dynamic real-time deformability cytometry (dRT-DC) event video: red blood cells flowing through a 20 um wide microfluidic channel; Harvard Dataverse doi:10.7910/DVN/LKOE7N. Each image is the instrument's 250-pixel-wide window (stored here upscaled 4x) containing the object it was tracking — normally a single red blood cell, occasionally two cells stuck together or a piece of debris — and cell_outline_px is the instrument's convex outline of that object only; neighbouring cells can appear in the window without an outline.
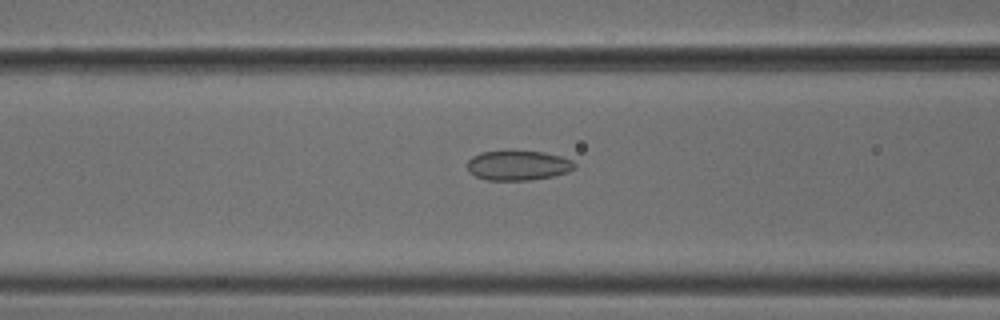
{"species": "common noctule bat (a hibernating species)", "species_latin": "Nyctalus noctula", "temperature_condition": "cold", "stored_images_in_passage": 51, "camera_frame_rate_fps": 3000, "um_per_image_px": 0.085, "animal": {"sex": "male", "body_mass_g": 18.8}, "frame": {"image": 1, "passage_image": 21, "time_ms": 6.667, "image_size_px": [1000, 320], "cell_outline_px": [[576, 168], [568, 172], [552, 176], [532, 180], [488, 180], [476, 176], [468, 172], [468, 160], [472, 156], [480, 152], [508, 148], [512, 148], [544, 152], [560, 156], [572, 160], [576, 164]], "centroid_in_image_um": [44.02, 14.01], "position_along_channel_um": 122.6, "area_um2": 19.42}}
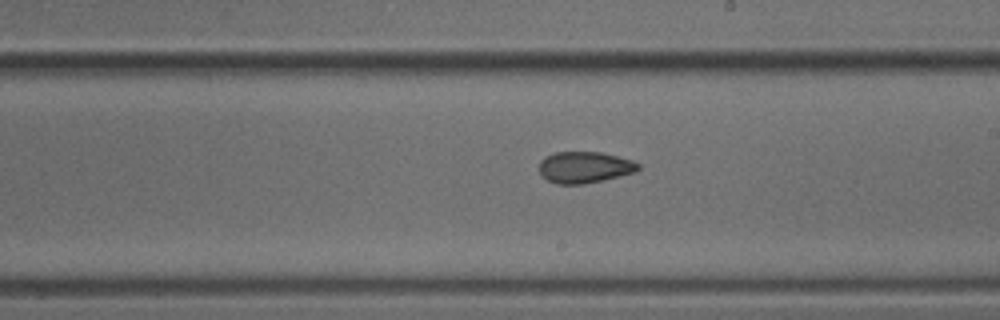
{"frame": {"image": 2, "passage_image": 30, "time_ms": 9.667, "image_size_px": [1000, 320], "cell_outline_px": [[640, 168], [636, 172], [584, 184], [556, 184], [540, 176], [540, 160], [544, 156], [556, 152], [600, 152], [632, 160], [640, 164]], "centroid_in_image_um": [49.67, 14.22], "position_along_channel_um": 239.3, "area_um2": 18.15}}
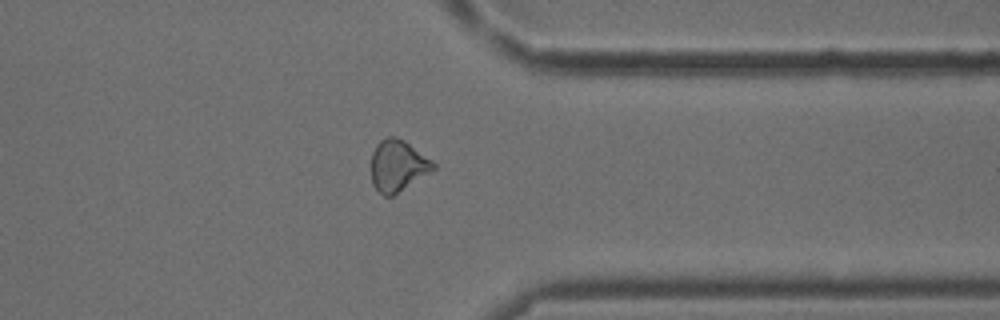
{"frame": {"image": 3, "passage_image": 41, "time_ms": 13.333, "image_size_px": [1000, 320], "cell_outline_px": [[436, 168], [392, 196], [384, 196], [372, 184], [372, 152], [376, 144], [380, 140], [388, 136], [396, 136], [404, 140], [432, 160], [436, 164]], "centroid_in_image_um": [33.8, 14.06], "position_along_channel_um": 377.6, "area_um2": 18.44}}